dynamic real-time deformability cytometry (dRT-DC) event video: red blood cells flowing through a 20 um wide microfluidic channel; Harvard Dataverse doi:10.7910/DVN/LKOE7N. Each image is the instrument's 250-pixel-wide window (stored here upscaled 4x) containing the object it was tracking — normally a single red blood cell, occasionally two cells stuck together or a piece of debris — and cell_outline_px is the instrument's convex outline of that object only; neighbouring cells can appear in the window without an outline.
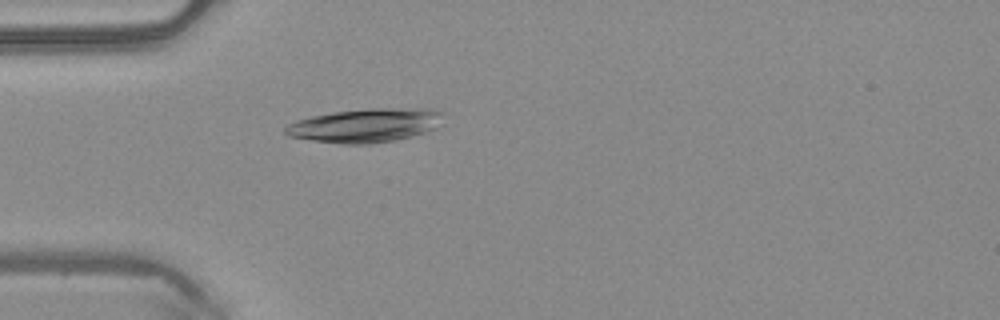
{"species": "common noctule bat (a hibernating species)", "species_latin": "Nyctalus noctula", "temperature_condition": "warm", "stored_images_in_passage": 36, "camera_frame_rate_fps": 3000, "um_per_image_px": 0.085, "animal": {"sex": "male", "body_mass_g": 20.4}, "frame": {"image": 1, "passage_image": 1, "time_ms": 0.0, "image_size_px": [1000, 320], "cell_outline_px": [[444, 112], [436, 128], [412, 136], [392, 140], [368, 144], [344, 144], [312, 140], [288, 136], [284, 132], [284, 128], [288, 124], [296, 120], [312, 116], [332, 112], [372, 108], [432, 108]], "centroid_in_image_um": [31.05, 10.64], "position_along_channel_um": 54.0, "area_um2": 31.04}}
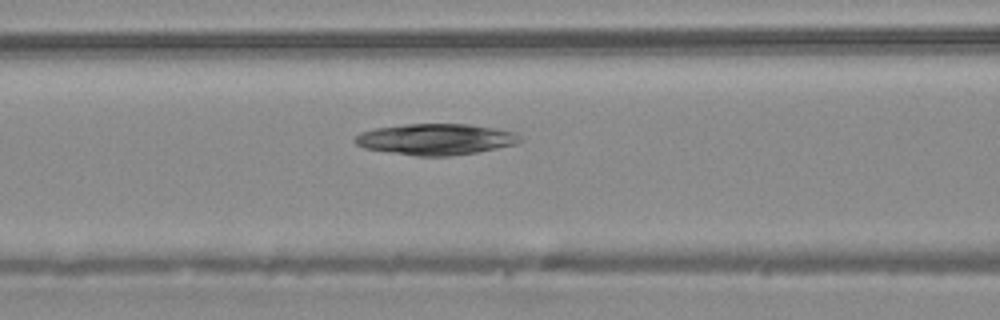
{"frame": {"image": 2, "passage_image": 7, "time_ms": 2.0, "image_size_px": [1000, 320], "cell_outline_px": [[524, 140], [516, 144], [476, 152], [452, 156], [416, 156], [388, 152], [364, 148], [356, 144], [352, 140], [360, 132], [376, 128], [404, 124], [468, 124], [516, 132]], "centroid_in_image_um": [37.02, 11.84], "position_along_channel_um": 129.6, "area_um2": 30.0}}
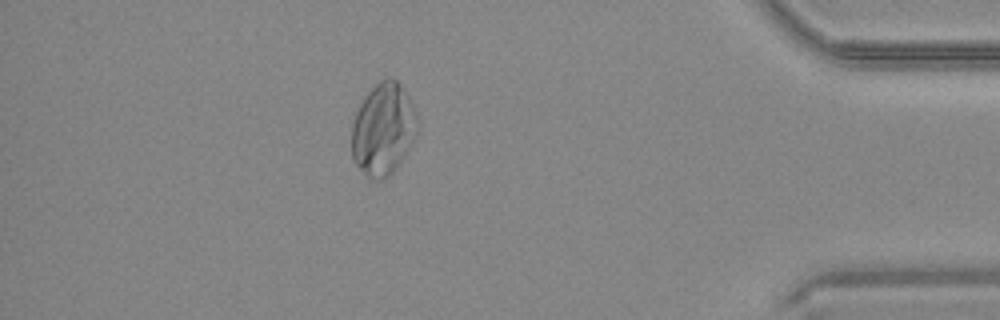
{"frame": {"image": 3, "passage_image": 30, "time_ms": 9.667, "image_size_px": [1000, 320], "cell_outline_px": [[420, 124], [404, 156], [392, 172], [384, 180], [372, 180], [352, 160], [352, 124], [356, 112], [364, 96], [380, 80], [388, 76], [392, 76], [396, 80], [408, 96], [416, 112]], "centroid_in_image_um": [32.57, 10.96], "position_along_channel_um": 402.6, "area_um2": 35.14}}